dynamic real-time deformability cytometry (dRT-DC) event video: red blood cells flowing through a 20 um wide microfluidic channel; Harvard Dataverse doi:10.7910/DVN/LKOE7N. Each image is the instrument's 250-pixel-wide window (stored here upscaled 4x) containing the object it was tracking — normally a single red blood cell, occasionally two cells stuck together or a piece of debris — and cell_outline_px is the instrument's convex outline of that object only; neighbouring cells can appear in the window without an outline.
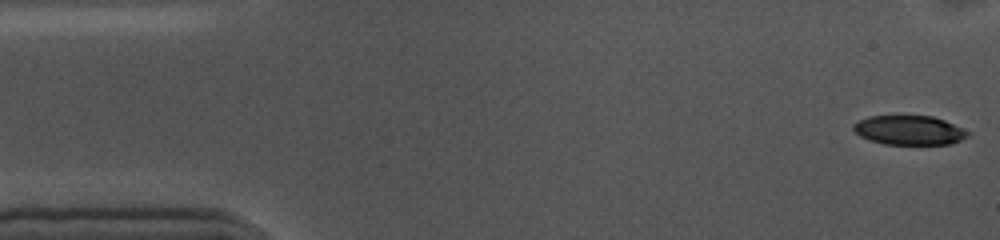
{"species": "common noctule bat (a hibernating species)", "species_latin": "Nyctalus noctula", "temperature_condition": "cold", "stored_images_in_passage": 55, "camera_frame_rate_fps": 3000, "um_per_image_px": 0.085, "animal": {"sex": "female", "body_mass_g": 10.0, "forearm_length_mm": 53.1}, "frame": {"image": 1, "passage_image": 1, "time_ms": 0.0, "image_size_px": [1000, 240], "cell_outline_px": [[972, 132], [968, 136], [960, 140], [948, 144], [884, 144], [868, 140], [860, 136], [852, 128], [852, 124], [868, 116], [932, 116], [944, 120]], "centroid_in_image_um": [77.28, 11.07], "position_along_channel_um": 7.7, "area_um2": 19.54}}
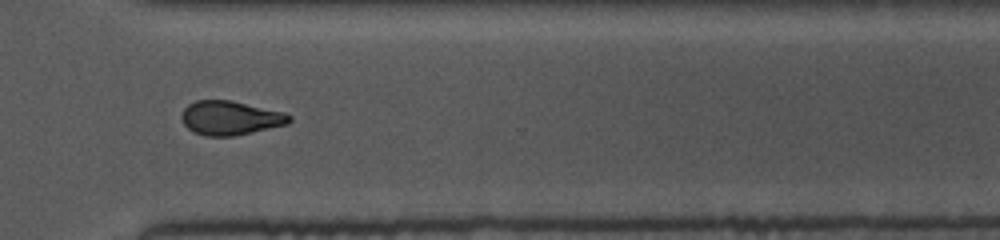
{"frame": {"image": 2, "passage_image": 39, "time_ms": 12.667, "image_size_px": [1000, 240], "cell_outline_px": [[292, 120], [288, 124], [232, 136], [204, 136], [188, 128], [184, 124], [184, 108], [188, 104], [196, 100], [232, 100], [284, 112], [292, 116]], "centroid_in_image_um": [19.62, 10.01], "position_along_channel_um": 351.0, "area_um2": 21.15}}
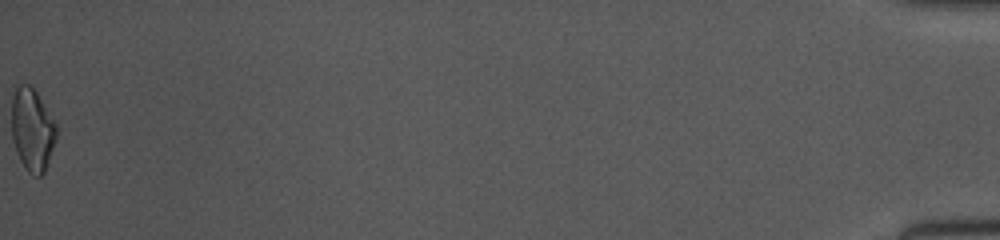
{"frame": {"image": 3, "passage_image": 55, "time_ms": 18.0, "image_size_px": [1000, 240], "cell_outline_px": [[56, 140], [44, 172], [40, 176], [36, 176], [28, 172], [24, 168], [16, 152], [12, 140], [12, 84], [28, 84], [36, 92], [56, 124]], "centroid_in_image_um": [2.7, 11.0], "position_along_channel_um": 432.5, "area_um2": 21.68}, "authors_computed_cell_mechanics": {"area_um2": 21.675, "velocity_mm_per_s": 3.5703, "shape_relaxation_time_tau1_ms": 4.7119, "shape_relaxation_time_tau2_ms": 8.2894, "deformation_change_tau1": 0.1317, "deformation_change_tau2": 0.1734}}